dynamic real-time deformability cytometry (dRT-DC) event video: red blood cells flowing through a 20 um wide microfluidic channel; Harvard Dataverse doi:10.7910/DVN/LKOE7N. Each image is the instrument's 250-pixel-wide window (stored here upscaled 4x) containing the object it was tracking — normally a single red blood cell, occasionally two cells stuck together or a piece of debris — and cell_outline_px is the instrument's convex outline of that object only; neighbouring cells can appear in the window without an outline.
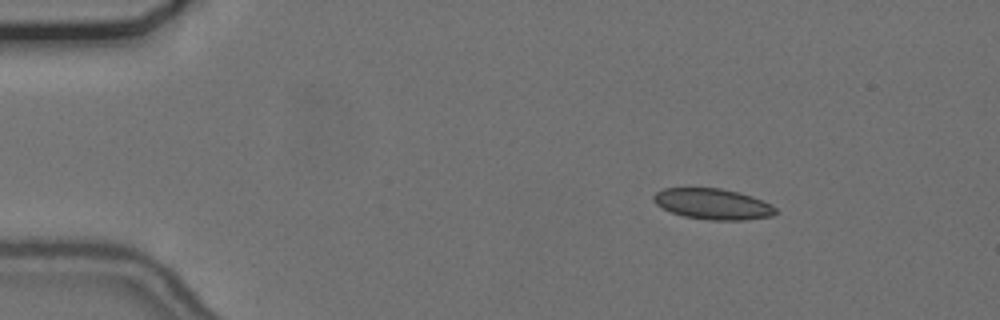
{"species": "common noctule bat (a hibernating species)", "species_latin": "Nyctalus noctula", "temperature_condition": "cold", "stored_images_in_passage": 55, "camera_frame_rate_fps": 3000, "um_per_image_px": 0.085, "animal": {"sex": "female", "body_mass_g": 24.6, "forearm_length_mm": 56.2}, "frame": {"image": 1, "passage_image": 8, "time_ms": 2.333, "image_size_px": [1000, 320], "cell_outline_px": [[776, 212], [772, 216], [744, 220], [708, 220], [684, 216], [672, 212], [656, 204], [652, 200], [652, 196], [656, 192], [664, 188], [720, 188], [740, 192], [752, 196], [772, 204], [776, 208]], "centroid_in_image_um": [60.6, 17.33], "position_along_channel_um": 24.4, "area_um2": 21.96}}
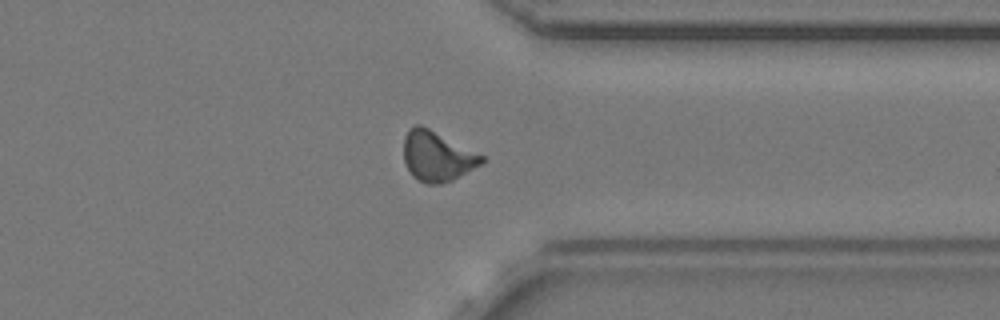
{"frame": {"image": 2, "passage_image": 43, "time_ms": 14.0, "image_size_px": [1000, 320], "cell_outline_px": [[484, 160], [480, 164], [452, 180], [440, 184], [428, 184], [412, 176], [404, 160], [404, 136], [408, 128], [416, 124], [420, 124], [484, 156]], "centroid_in_image_um": [37.11, 13.27], "position_along_channel_um": 374.3, "area_um2": 22.31}}
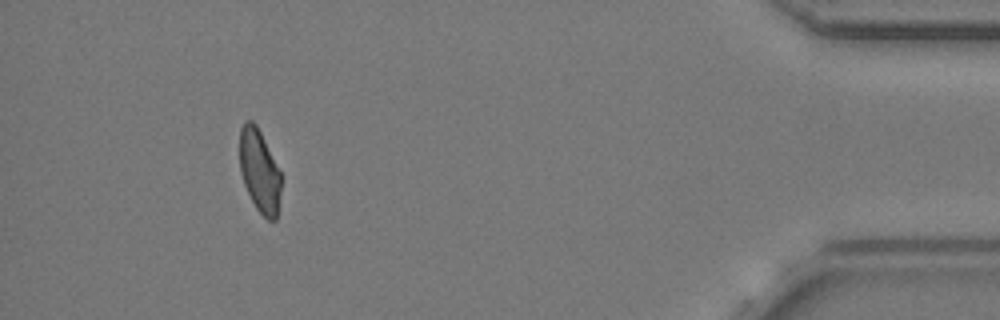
{"frame": {"image": 3, "passage_image": 51, "time_ms": 16.667, "image_size_px": [1000, 320], "cell_outline_px": [[280, 192], [276, 220], [268, 220], [256, 208], [244, 184], [240, 172], [240, 128], [244, 120], [252, 120], [256, 124], [280, 172]], "centroid_in_image_um": [22.03, 14.51], "position_along_channel_um": 413.2, "area_um2": 19.65}, "authors_computed_cell_mechanics": {"area_um2": 21.6172, "velocity_mm_per_s": 3.683, "shape_relaxation_time_tau1_ms": 5.9866, "shape_relaxation_time_tau2_ms": 1.3467, "deformation_change_tau1": 0.1205, "deformation_change_tau2": 0.0814}}